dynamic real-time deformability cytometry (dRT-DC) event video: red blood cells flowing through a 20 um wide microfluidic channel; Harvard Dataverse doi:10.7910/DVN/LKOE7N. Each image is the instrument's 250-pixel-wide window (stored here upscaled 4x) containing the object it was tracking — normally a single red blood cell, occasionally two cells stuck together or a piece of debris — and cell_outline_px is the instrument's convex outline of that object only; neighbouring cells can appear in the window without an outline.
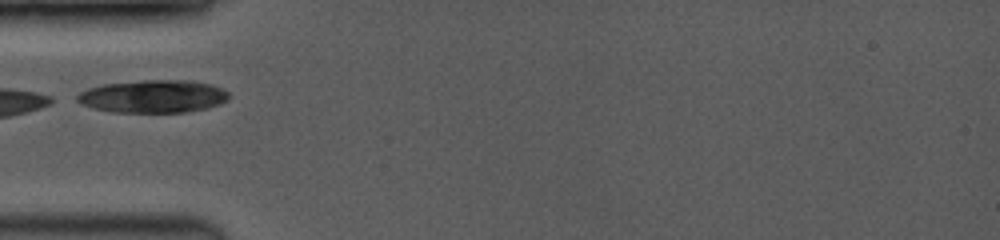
{"species": "common noctule bat (a hibernating species)", "species_latin": "Nyctalus noctula", "temperature_condition": "room temperature", "stored_images_in_passage": 15, "camera_frame_rate_fps": 3500, "um_per_image_px": 0.085, "animal": {"sex": "female", "body_mass_g": 19.0, "forearm_length_mm": 53.3}, "frame": {"image": 1, "passage_image": 1, "time_ms": 0.0, "image_size_px": [1000, 240], "cell_outline_px": [[228, 100], [220, 104], [208, 108], [184, 112], [108, 112], [92, 108], [80, 104], [72, 100], [80, 92], [88, 88], [104, 84], [144, 80], [192, 80], [212, 84], [228, 92]], "centroid_in_image_um": [12.97, 8.19], "position_along_channel_um": 72.0, "area_um2": 29.3}}
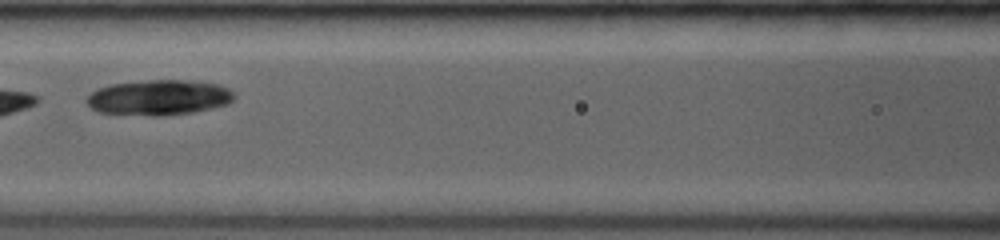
{"frame": {"image": 2, "passage_image": 5, "time_ms": 2.0, "image_size_px": [1000, 240], "cell_outline_px": [[236, 96], [228, 104], [196, 112], [160, 116], [152, 116], [100, 112], [92, 108], [84, 100], [96, 88], [112, 84], [148, 80], [196, 80], [216, 84], [228, 88]], "centroid_in_image_um": [13.52, 8.28], "position_along_channel_um": 153.1, "area_um2": 30.52}}
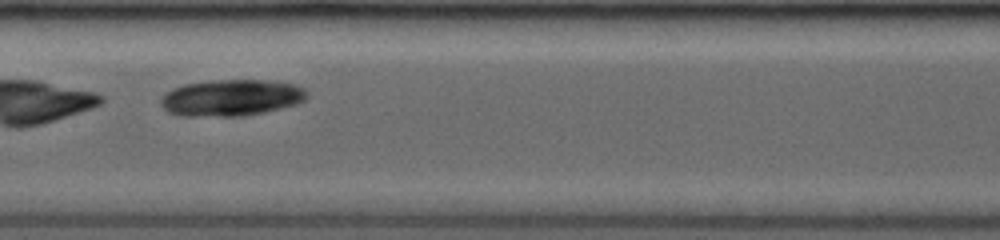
{"frame": {"image": 3, "passage_image": 7, "time_ms": 2.857, "image_size_px": [1000, 240], "cell_outline_px": [[308, 96], [304, 100], [296, 104], [264, 112], [244, 116], [180, 116], [168, 112], [160, 104], [160, 100], [172, 88], [184, 84], [212, 80], [276, 80], [292, 84], [304, 88], [308, 92]], "centroid_in_image_um": [19.67, 8.3], "position_along_channel_um": 187.7, "area_um2": 31.21}}